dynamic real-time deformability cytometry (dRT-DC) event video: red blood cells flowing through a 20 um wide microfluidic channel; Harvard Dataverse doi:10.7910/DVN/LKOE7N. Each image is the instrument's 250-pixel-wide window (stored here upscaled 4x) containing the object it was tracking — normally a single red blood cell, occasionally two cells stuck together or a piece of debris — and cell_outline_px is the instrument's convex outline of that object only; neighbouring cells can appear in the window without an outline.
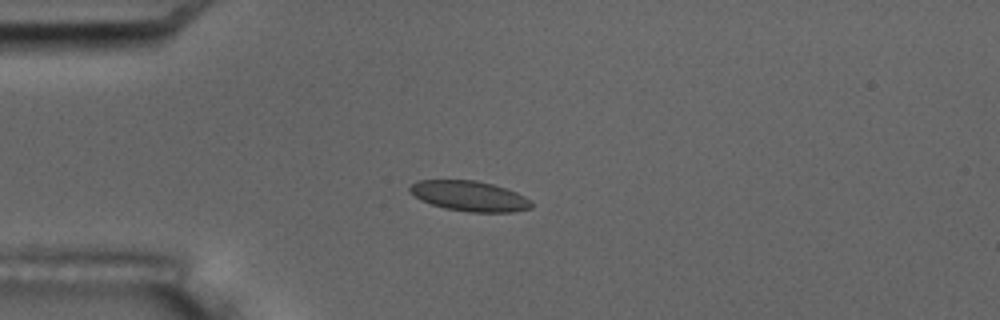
{"species": "common noctule bat (a hibernating species)", "species_latin": "Nyctalus noctula", "temperature_condition": "room temperature", "stored_images_in_passage": 8, "camera_frame_rate_fps": 3000, "um_per_image_px": 0.085, "animal": {"sex": "male", "body_mass_g": 17.5, "forearm_length_mm": 52.3}, "frame": {"image": 1, "passage_image": 5, "time_ms": 4.333, "image_size_px": [1000, 320], "cell_outline_px": [[532, 208], [512, 212], [468, 212], [444, 208], [420, 200], [408, 192], [408, 188], [412, 184], [420, 180], [476, 180], [492, 184], [516, 192], [532, 200]], "centroid_in_image_um": [39.89, 16.67], "position_along_channel_um": 45.1, "area_um2": 21.5}}